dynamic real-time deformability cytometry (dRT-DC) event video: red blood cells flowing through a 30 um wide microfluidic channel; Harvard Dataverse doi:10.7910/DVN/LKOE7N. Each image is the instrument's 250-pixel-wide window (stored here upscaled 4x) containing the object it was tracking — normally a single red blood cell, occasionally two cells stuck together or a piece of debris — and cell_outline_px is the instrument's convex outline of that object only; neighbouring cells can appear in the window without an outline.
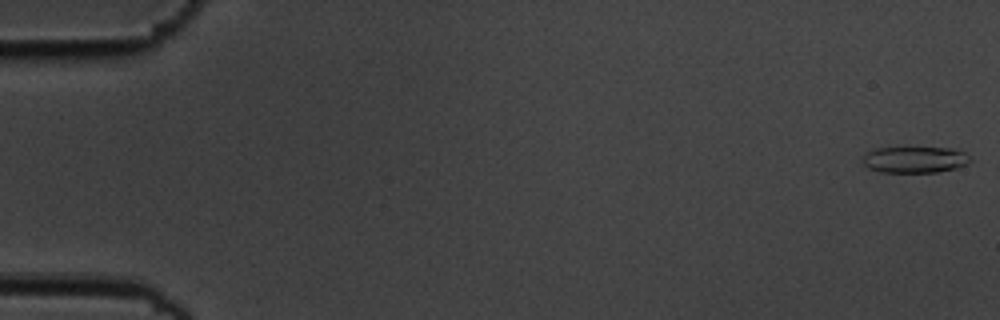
{"species": "common noctule bat (a hibernating species)", "species_latin": "Nyctalus noctula", "temperature_condition": "cold", "stored_images_in_passage": 10, "camera_frame_rate_fps": 3000, "um_per_image_px": 0.085, "animal": {"sex": "male", "body_mass_g": 19.5, "forearm_length_mm": 54.6}, "frame": {"image": 1, "passage_image": 1, "time_ms": 0.0, "image_size_px": [1000, 320], "cell_outline_px": [[972, 160], [968, 164], [956, 168], [936, 172], [880, 172], [868, 168], [860, 160], [868, 152], [876, 148], [960, 148]], "centroid_in_image_um": [77.78, 13.57], "position_along_channel_um": 7.2, "area_um2": 16.59}}
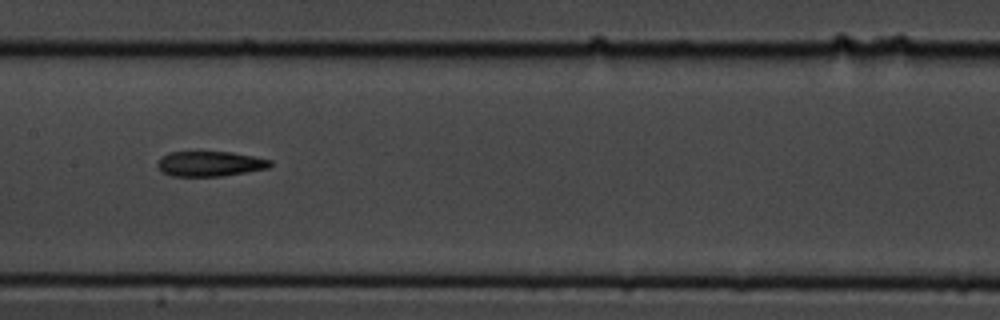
{"frame": {"image": 2, "passage_image": 9, "time_ms": 2.667, "image_size_px": [1000, 320], "cell_outline_px": [[272, 164], [268, 168], [248, 172], [224, 176], [172, 176], [164, 172], [156, 164], [168, 152], [196, 148], [232, 152], [272, 160]], "centroid_in_image_um": [17.84, 13.86], "position_along_channel_um": 189.6, "area_um2": 17.28}}
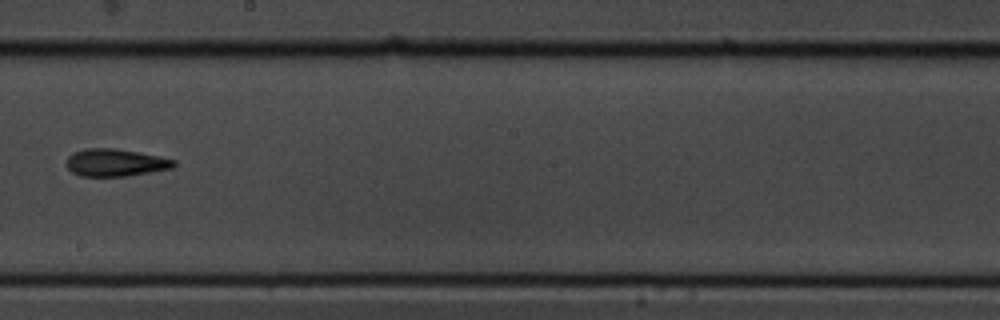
{"frame": {"image": 3, "passage_image": 10, "time_ms": 3.0, "image_size_px": [1000, 320], "cell_outline_px": [[176, 164], [172, 168], [128, 176], [80, 176], [72, 172], [64, 164], [68, 156], [72, 152], [88, 148], [112, 148], [136, 152], [176, 160]], "centroid_in_image_um": [9.75, 13.83], "position_along_channel_um": 238.4, "area_um2": 17.11}}